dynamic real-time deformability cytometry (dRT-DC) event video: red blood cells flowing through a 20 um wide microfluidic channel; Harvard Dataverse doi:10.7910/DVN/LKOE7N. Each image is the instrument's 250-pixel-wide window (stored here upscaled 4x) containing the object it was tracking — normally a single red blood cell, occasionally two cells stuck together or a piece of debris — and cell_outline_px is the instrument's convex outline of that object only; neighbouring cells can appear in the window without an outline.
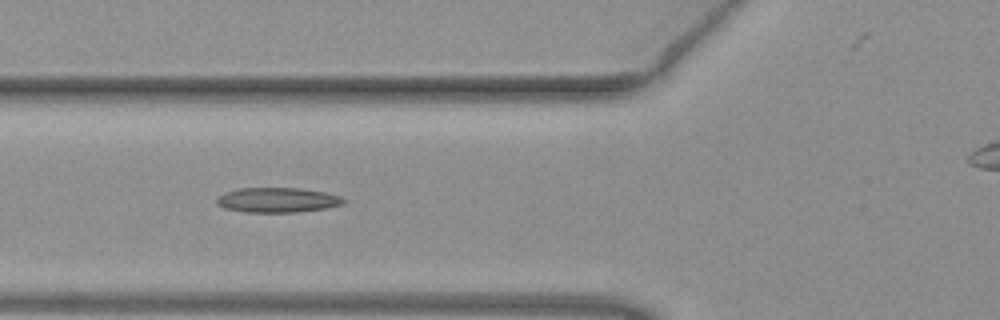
{"species": "common noctule bat (a hibernating species)", "species_latin": "Nyctalus noctula", "temperature_condition": "warm", "stored_images_in_passage": 33, "camera_frame_rate_fps": 3000, "um_per_image_px": 0.085, "animal": {"sex": "female", "body_mass_g": 19.3, "forearm_length_mm": 54.1}, "frame": {"image": 1, "passage_image": 6, "time_ms": 1.667, "image_size_px": [1000, 320], "cell_outline_px": [[344, 204], [324, 208], [296, 212], [244, 212], [224, 208], [216, 204], [216, 196], [224, 192], [240, 188], [300, 188], [324, 192], [340, 196], [344, 200]], "centroid_in_image_um": [23.52, 17.0], "position_along_channel_um": 102.3, "area_um2": 18.38}}
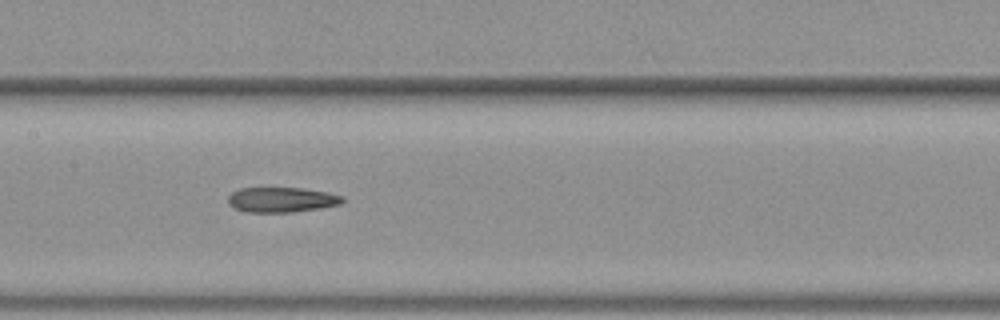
{"frame": {"image": 2, "passage_image": 12, "time_ms": 3.667, "image_size_px": [1000, 320], "cell_outline_px": [[344, 200], [340, 204], [320, 208], [292, 212], [248, 212], [232, 208], [228, 204], [228, 196], [232, 192], [240, 188], [300, 188], [328, 192], [344, 196]], "centroid_in_image_um": [23.92, 16.98], "position_along_channel_um": 183.5, "area_um2": 16.76}}
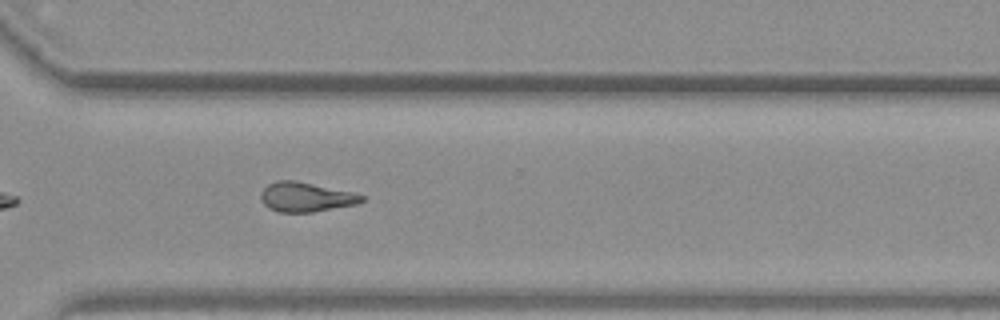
{"frame": {"image": 3, "passage_image": 24, "time_ms": 7.667, "image_size_px": [1000, 320], "cell_outline_px": [[364, 200], [360, 204], [312, 212], [280, 212], [268, 208], [264, 204], [260, 196], [260, 192], [268, 184], [276, 180], [296, 180], [352, 192], [364, 196]], "centroid_in_image_um": [26.0, 16.74], "position_along_channel_um": 344.6, "area_um2": 17.46}, "authors_computed_cell_mechanics": {"area_um2": 17.2822, "velocity_mm_per_s": 4.0371, "shape_relaxation_time_tau1_ms": null, "shape_relaxation_time_tau2_ms": 4.1272, "deformation_change_tau1": null, "deformation_change_tau2": 0.142}}